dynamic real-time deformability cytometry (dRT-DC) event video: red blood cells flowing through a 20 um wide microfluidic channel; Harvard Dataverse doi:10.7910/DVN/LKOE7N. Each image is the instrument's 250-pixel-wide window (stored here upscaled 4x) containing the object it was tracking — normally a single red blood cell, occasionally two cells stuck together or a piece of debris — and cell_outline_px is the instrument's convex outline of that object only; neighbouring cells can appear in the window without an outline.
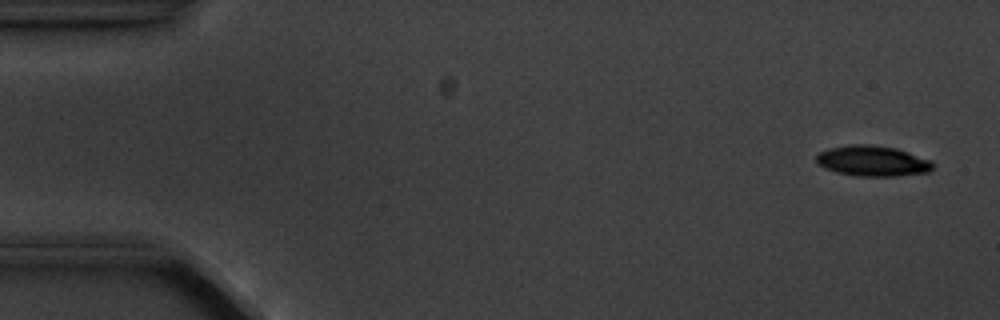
{"species": "common noctule bat (a hibernating species)", "species_latin": "Nyctalus noctula", "temperature_condition": "cold", "stored_images_in_passage": 4, "segment_of_instrument_passage": [2, 2], "camera_frame_rate_fps": 3000, "um_per_image_px": 0.085, "animal": {"sex": "male", "body_mass_g": 20.1, "forearm_length_mm": 53.5}, "frame": {"image": 1, "passage_image": 4, "time_ms": 4.333, "image_size_px": [1000, 320], "cell_outline_px": [[932, 168], [928, 172], [896, 176], [856, 176], [836, 172], [824, 168], [816, 164], [816, 156], [820, 152], [828, 148], [848, 144], [868, 144], [896, 148], [932, 160]], "centroid_in_image_um": [74.13, 13.68], "position_along_channel_um": 10.9, "area_um2": 20.87}}